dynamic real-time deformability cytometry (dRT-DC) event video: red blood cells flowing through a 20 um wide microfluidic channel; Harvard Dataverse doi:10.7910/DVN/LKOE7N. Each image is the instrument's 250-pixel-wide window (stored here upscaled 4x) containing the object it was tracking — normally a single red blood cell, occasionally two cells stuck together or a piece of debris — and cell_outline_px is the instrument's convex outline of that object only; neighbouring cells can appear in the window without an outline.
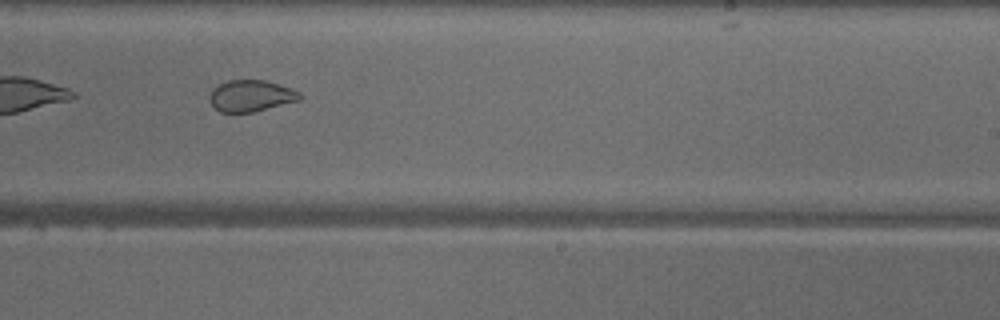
{"species": "common noctule bat (a hibernating species)", "species_latin": "Nyctalus noctula", "temperature_condition": "warm", "stored_images_in_passage": 35, "camera_frame_rate_fps": 3000, "um_per_image_px": 0.085, "animal": {"sex": "male", "body_mass_g": 18.8}, "frame": {"image": 1, "passage_image": 16, "time_ms": 5.0, "image_size_px": [1000, 320], "cell_outline_px": [[304, 96], [300, 100], [252, 112], [220, 112], [212, 104], [212, 88], [228, 80], [264, 80], [292, 88], [300, 92]], "centroid_in_image_um": [21.39, 8.14], "position_along_channel_um": 267.6, "area_um2": 16.3}}
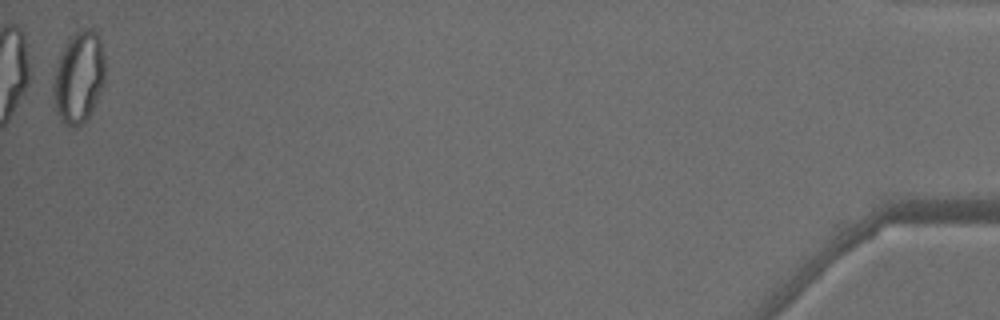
{"frame": {"image": 2, "passage_image": 35, "time_ms": 11.333, "image_size_px": [1000, 320], "cell_outline_px": [[104, 84], [92, 112], [84, 124], [72, 128], [68, 128], [60, 120], [56, 112], [52, 92], [52, 84], [56, 68], [60, 56], [68, 40], [76, 32], [84, 28], [92, 28], [100, 36], [104, 56]], "centroid_in_image_um": [6.7, 6.62], "position_along_channel_um": 428.5, "area_um2": 28.03}, "authors_computed_cell_mechanics": {"area_um2": 19.4786, "velocity_mm_per_s": 4.0976, "shape_relaxation_time_tau1_ms": null, "shape_relaxation_time_tau2_ms": 1.1612, "deformation_change_tau1": null, "deformation_change_tau2": 0.0644}}